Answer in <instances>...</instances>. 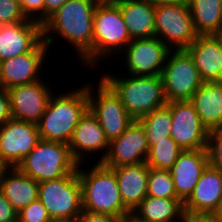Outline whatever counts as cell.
<instances>
[{
	"mask_svg": "<svg viewBox=\"0 0 222 222\" xmlns=\"http://www.w3.org/2000/svg\"><path fill=\"white\" fill-rule=\"evenodd\" d=\"M97 4V0H68L42 23L43 41L48 47L54 45L56 37H62L76 49L78 61L88 69L93 68V17Z\"/></svg>",
	"mask_w": 222,
	"mask_h": 222,
	"instance_id": "1",
	"label": "cell"
},
{
	"mask_svg": "<svg viewBox=\"0 0 222 222\" xmlns=\"http://www.w3.org/2000/svg\"><path fill=\"white\" fill-rule=\"evenodd\" d=\"M74 90L51 95L46 110L37 124L41 140L66 144L71 140L77 123L88 110L86 83Z\"/></svg>",
	"mask_w": 222,
	"mask_h": 222,
	"instance_id": "2",
	"label": "cell"
},
{
	"mask_svg": "<svg viewBox=\"0 0 222 222\" xmlns=\"http://www.w3.org/2000/svg\"><path fill=\"white\" fill-rule=\"evenodd\" d=\"M79 164L78 177L82 188V209L108 214L124 221L132 213L124 206L115 172L96 162L86 170ZM84 168V170L82 169Z\"/></svg>",
	"mask_w": 222,
	"mask_h": 222,
	"instance_id": "3",
	"label": "cell"
},
{
	"mask_svg": "<svg viewBox=\"0 0 222 222\" xmlns=\"http://www.w3.org/2000/svg\"><path fill=\"white\" fill-rule=\"evenodd\" d=\"M101 74V78L120 97L126 111L134 120L150 114L167 104L161 76H129ZM117 76V77H116Z\"/></svg>",
	"mask_w": 222,
	"mask_h": 222,
	"instance_id": "4",
	"label": "cell"
},
{
	"mask_svg": "<svg viewBox=\"0 0 222 222\" xmlns=\"http://www.w3.org/2000/svg\"><path fill=\"white\" fill-rule=\"evenodd\" d=\"M78 165L68 144L40 139L17 168L40 183L67 176L75 172Z\"/></svg>",
	"mask_w": 222,
	"mask_h": 222,
	"instance_id": "5",
	"label": "cell"
},
{
	"mask_svg": "<svg viewBox=\"0 0 222 222\" xmlns=\"http://www.w3.org/2000/svg\"><path fill=\"white\" fill-rule=\"evenodd\" d=\"M93 69L132 41L115 2H98L93 17ZM110 56V57H109ZM95 66V67H94Z\"/></svg>",
	"mask_w": 222,
	"mask_h": 222,
	"instance_id": "6",
	"label": "cell"
},
{
	"mask_svg": "<svg viewBox=\"0 0 222 222\" xmlns=\"http://www.w3.org/2000/svg\"><path fill=\"white\" fill-rule=\"evenodd\" d=\"M38 199L52 220H76L82 212V188L77 170L39 183Z\"/></svg>",
	"mask_w": 222,
	"mask_h": 222,
	"instance_id": "7",
	"label": "cell"
},
{
	"mask_svg": "<svg viewBox=\"0 0 222 222\" xmlns=\"http://www.w3.org/2000/svg\"><path fill=\"white\" fill-rule=\"evenodd\" d=\"M94 85L87 84L88 109L97 118L110 142L118 138L134 119L126 111L120 97L101 77L96 90Z\"/></svg>",
	"mask_w": 222,
	"mask_h": 222,
	"instance_id": "8",
	"label": "cell"
},
{
	"mask_svg": "<svg viewBox=\"0 0 222 222\" xmlns=\"http://www.w3.org/2000/svg\"><path fill=\"white\" fill-rule=\"evenodd\" d=\"M167 102L190 101L203 81L186 49L171 50L161 73Z\"/></svg>",
	"mask_w": 222,
	"mask_h": 222,
	"instance_id": "9",
	"label": "cell"
},
{
	"mask_svg": "<svg viewBox=\"0 0 222 222\" xmlns=\"http://www.w3.org/2000/svg\"><path fill=\"white\" fill-rule=\"evenodd\" d=\"M155 36L170 50L187 49L197 38L188 4L157 5Z\"/></svg>",
	"mask_w": 222,
	"mask_h": 222,
	"instance_id": "10",
	"label": "cell"
},
{
	"mask_svg": "<svg viewBox=\"0 0 222 222\" xmlns=\"http://www.w3.org/2000/svg\"><path fill=\"white\" fill-rule=\"evenodd\" d=\"M170 51L157 36H153L132 40L119 54L124 56L127 75L161 76Z\"/></svg>",
	"mask_w": 222,
	"mask_h": 222,
	"instance_id": "11",
	"label": "cell"
},
{
	"mask_svg": "<svg viewBox=\"0 0 222 222\" xmlns=\"http://www.w3.org/2000/svg\"><path fill=\"white\" fill-rule=\"evenodd\" d=\"M172 117L171 137L183 150L207 147L208 130L190 101L167 102Z\"/></svg>",
	"mask_w": 222,
	"mask_h": 222,
	"instance_id": "12",
	"label": "cell"
},
{
	"mask_svg": "<svg viewBox=\"0 0 222 222\" xmlns=\"http://www.w3.org/2000/svg\"><path fill=\"white\" fill-rule=\"evenodd\" d=\"M50 86L44 78L8 89L12 118L37 125L54 93Z\"/></svg>",
	"mask_w": 222,
	"mask_h": 222,
	"instance_id": "13",
	"label": "cell"
},
{
	"mask_svg": "<svg viewBox=\"0 0 222 222\" xmlns=\"http://www.w3.org/2000/svg\"><path fill=\"white\" fill-rule=\"evenodd\" d=\"M149 149L143 125L134 120L118 138L109 142L108 152L101 163L109 168L144 163Z\"/></svg>",
	"mask_w": 222,
	"mask_h": 222,
	"instance_id": "14",
	"label": "cell"
},
{
	"mask_svg": "<svg viewBox=\"0 0 222 222\" xmlns=\"http://www.w3.org/2000/svg\"><path fill=\"white\" fill-rule=\"evenodd\" d=\"M49 49L48 45L42 41L30 52L1 61L0 86L8 90L18 85L41 80L43 64H45L47 56L51 55L47 54Z\"/></svg>",
	"mask_w": 222,
	"mask_h": 222,
	"instance_id": "15",
	"label": "cell"
},
{
	"mask_svg": "<svg viewBox=\"0 0 222 222\" xmlns=\"http://www.w3.org/2000/svg\"><path fill=\"white\" fill-rule=\"evenodd\" d=\"M40 140L38 126L10 118L0 126V158L17 167Z\"/></svg>",
	"mask_w": 222,
	"mask_h": 222,
	"instance_id": "16",
	"label": "cell"
},
{
	"mask_svg": "<svg viewBox=\"0 0 222 222\" xmlns=\"http://www.w3.org/2000/svg\"><path fill=\"white\" fill-rule=\"evenodd\" d=\"M68 146L73 158L79 164H83V162L86 164L89 160H85V158L88 159L89 154L99 155L100 158L96 156L97 162H101L105 158L109 149V141L99 121L89 109L77 123Z\"/></svg>",
	"mask_w": 222,
	"mask_h": 222,
	"instance_id": "17",
	"label": "cell"
},
{
	"mask_svg": "<svg viewBox=\"0 0 222 222\" xmlns=\"http://www.w3.org/2000/svg\"><path fill=\"white\" fill-rule=\"evenodd\" d=\"M42 41V23L23 21L0 25V62L30 52Z\"/></svg>",
	"mask_w": 222,
	"mask_h": 222,
	"instance_id": "18",
	"label": "cell"
},
{
	"mask_svg": "<svg viewBox=\"0 0 222 222\" xmlns=\"http://www.w3.org/2000/svg\"><path fill=\"white\" fill-rule=\"evenodd\" d=\"M209 165L206 148L183 150L169 170L177 197L184 203L193 193L202 173Z\"/></svg>",
	"mask_w": 222,
	"mask_h": 222,
	"instance_id": "19",
	"label": "cell"
},
{
	"mask_svg": "<svg viewBox=\"0 0 222 222\" xmlns=\"http://www.w3.org/2000/svg\"><path fill=\"white\" fill-rule=\"evenodd\" d=\"M222 199V171L208 165L193 193L184 202V212L213 214Z\"/></svg>",
	"mask_w": 222,
	"mask_h": 222,
	"instance_id": "20",
	"label": "cell"
},
{
	"mask_svg": "<svg viewBox=\"0 0 222 222\" xmlns=\"http://www.w3.org/2000/svg\"><path fill=\"white\" fill-rule=\"evenodd\" d=\"M186 50L203 82L222 81V48L215 34L198 35Z\"/></svg>",
	"mask_w": 222,
	"mask_h": 222,
	"instance_id": "21",
	"label": "cell"
},
{
	"mask_svg": "<svg viewBox=\"0 0 222 222\" xmlns=\"http://www.w3.org/2000/svg\"><path fill=\"white\" fill-rule=\"evenodd\" d=\"M124 206L132 213L147 196L149 166L144 163L111 168Z\"/></svg>",
	"mask_w": 222,
	"mask_h": 222,
	"instance_id": "22",
	"label": "cell"
},
{
	"mask_svg": "<svg viewBox=\"0 0 222 222\" xmlns=\"http://www.w3.org/2000/svg\"><path fill=\"white\" fill-rule=\"evenodd\" d=\"M115 3L119 6L131 40L155 36L156 6L146 0H118Z\"/></svg>",
	"mask_w": 222,
	"mask_h": 222,
	"instance_id": "23",
	"label": "cell"
},
{
	"mask_svg": "<svg viewBox=\"0 0 222 222\" xmlns=\"http://www.w3.org/2000/svg\"><path fill=\"white\" fill-rule=\"evenodd\" d=\"M190 102L208 131L222 128V81L203 82Z\"/></svg>",
	"mask_w": 222,
	"mask_h": 222,
	"instance_id": "24",
	"label": "cell"
},
{
	"mask_svg": "<svg viewBox=\"0 0 222 222\" xmlns=\"http://www.w3.org/2000/svg\"><path fill=\"white\" fill-rule=\"evenodd\" d=\"M0 191L19 212L38 198L39 183L17 167H9L1 178Z\"/></svg>",
	"mask_w": 222,
	"mask_h": 222,
	"instance_id": "25",
	"label": "cell"
},
{
	"mask_svg": "<svg viewBox=\"0 0 222 222\" xmlns=\"http://www.w3.org/2000/svg\"><path fill=\"white\" fill-rule=\"evenodd\" d=\"M184 203L179 198H160L146 196L132 212L141 222H181Z\"/></svg>",
	"mask_w": 222,
	"mask_h": 222,
	"instance_id": "26",
	"label": "cell"
},
{
	"mask_svg": "<svg viewBox=\"0 0 222 222\" xmlns=\"http://www.w3.org/2000/svg\"><path fill=\"white\" fill-rule=\"evenodd\" d=\"M188 5L198 35H212L222 31L221 0H189Z\"/></svg>",
	"mask_w": 222,
	"mask_h": 222,
	"instance_id": "27",
	"label": "cell"
},
{
	"mask_svg": "<svg viewBox=\"0 0 222 222\" xmlns=\"http://www.w3.org/2000/svg\"><path fill=\"white\" fill-rule=\"evenodd\" d=\"M138 121L143 125L149 147L156 141L171 137L172 117L167 104L141 117Z\"/></svg>",
	"mask_w": 222,
	"mask_h": 222,
	"instance_id": "28",
	"label": "cell"
},
{
	"mask_svg": "<svg viewBox=\"0 0 222 222\" xmlns=\"http://www.w3.org/2000/svg\"><path fill=\"white\" fill-rule=\"evenodd\" d=\"M182 151L172 137H166L150 147L146 164L154 169L170 170Z\"/></svg>",
	"mask_w": 222,
	"mask_h": 222,
	"instance_id": "29",
	"label": "cell"
},
{
	"mask_svg": "<svg viewBox=\"0 0 222 222\" xmlns=\"http://www.w3.org/2000/svg\"><path fill=\"white\" fill-rule=\"evenodd\" d=\"M147 196L178 198L169 170H159L149 167Z\"/></svg>",
	"mask_w": 222,
	"mask_h": 222,
	"instance_id": "30",
	"label": "cell"
},
{
	"mask_svg": "<svg viewBox=\"0 0 222 222\" xmlns=\"http://www.w3.org/2000/svg\"><path fill=\"white\" fill-rule=\"evenodd\" d=\"M207 152L209 165L222 171V128L208 132Z\"/></svg>",
	"mask_w": 222,
	"mask_h": 222,
	"instance_id": "31",
	"label": "cell"
},
{
	"mask_svg": "<svg viewBox=\"0 0 222 222\" xmlns=\"http://www.w3.org/2000/svg\"><path fill=\"white\" fill-rule=\"evenodd\" d=\"M23 21L33 20L25 16L19 3L15 0H0V25Z\"/></svg>",
	"mask_w": 222,
	"mask_h": 222,
	"instance_id": "32",
	"label": "cell"
},
{
	"mask_svg": "<svg viewBox=\"0 0 222 222\" xmlns=\"http://www.w3.org/2000/svg\"><path fill=\"white\" fill-rule=\"evenodd\" d=\"M17 218L21 222H52L45 206L38 198L17 212Z\"/></svg>",
	"mask_w": 222,
	"mask_h": 222,
	"instance_id": "33",
	"label": "cell"
},
{
	"mask_svg": "<svg viewBox=\"0 0 222 222\" xmlns=\"http://www.w3.org/2000/svg\"><path fill=\"white\" fill-rule=\"evenodd\" d=\"M44 1L45 0H25L22 4V10L25 16L33 21L44 22Z\"/></svg>",
	"mask_w": 222,
	"mask_h": 222,
	"instance_id": "34",
	"label": "cell"
},
{
	"mask_svg": "<svg viewBox=\"0 0 222 222\" xmlns=\"http://www.w3.org/2000/svg\"><path fill=\"white\" fill-rule=\"evenodd\" d=\"M77 222H123L121 219L108 214L97 213L87 210H82L76 219Z\"/></svg>",
	"mask_w": 222,
	"mask_h": 222,
	"instance_id": "35",
	"label": "cell"
},
{
	"mask_svg": "<svg viewBox=\"0 0 222 222\" xmlns=\"http://www.w3.org/2000/svg\"><path fill=\"white\" fill-rule=\"evenodd\" d=\"M17 218V211L0 191V222H11Z\"/></svg>",
	"mask_w": 222,
	"mask_h": 222,
	"instance_id": "36",
	"label": "cell"
},
{
	"mask_svg": "<svg viewBox=\"0 0 222 222\" xmlns=\"http://www.w3.org/2000/svg\"><path fill=\"white\" fill-rule=\"evenodd\" d=\"M11 116L10 101L7 90L0 86V126L8 121Z\"/></svg>",
	"mask_w": 222,
	"mask_h": 222,
	"instance_id": "37",
	"label": "cell"
},
{
	"mask_svg": "<svg viewBox=\"0 0 222 222\" xmlns=\"http://www.w3.org/2000/svg\"><path fill=\"white\" fill-rule=\"evenodd\" d=\"M181 222H220L213 214L184 212Z\"/></svg>",
	"mask_w": 222,
	"mask_h": 222,
	"instance_id": "38",
	"label": "cell"
},
{
	"mask_svg": "<svg viewBox=\"0 0 222 222\" xmlns=\"http://www.w3.org/2000/svg\"><path fill=\"white\" fill-rule=\"evenodd\" d=\"M68 0H45L44 1V21L56 10L63 6Z\"/></svg>",
	"mask_w": 222,
	"mask_h": 222,
	"instance_id": "39",
	"label": "cell"
},
{
	"mask_svg": "<svg viewBox=\"0 0 222 222\" xmlns=\"http://www.w3.org/2000/svg\"><path fill=\"white\" fill-rule=\"evenodd\" d=\"M148 3L157 5H173V4H188L189 0H146Z\"/></svg>",
	"mask_w": 222,
	"mask_h": 222,
	"instance_id": "40",
	"label": "cell"
},
{
	"mask_svg": "<svg viewBox=\"0 0 222 222\" xmlns=\"http://www.w3.org/2000/svg\"><path fill=\"white\" fill-rule=\"evenodd\" d=\"M213 215L220 221L222 222V199L219 202V206L216 209V211L213 213Z\"/></svg>",
	"mask_w": 222,
	"mask_h": 222,
	"instance_id": "41",
	"label": "cell"
},
{
	"mask_svg": "<svg viewBox=\"0 0 222 222\" xmlns=\"http://www.w3.org/2000/svg\"><path fill=\"white\" fill-rule=\"evenodd\" d=\"M8 165L0 158V181L4 172L8 169Z\"/></svg>",
	"mask_w": 222,
	"mask_h": 222,
	"instance_id": "42",
	"label": "cell"
},
{
	"mask_svg": "<svg viewBox=\"0 0 222 222\" xmlns=\"http://www.w3.org/2000/svg\"><path fill=\"white\" fill-rule=\"evenodd\" d=\"M123 222H141V221L136 220L132 215H130Z\"/></svg>",
	"mask_w": 222,
	"mask_h": 222,
	"instance_id": "43",
	"label": "cell"
},
{
	"mask_svg": "<svg viewBox=\"0 0 222 222\" xmlns=\"http://www.w3.org/2000/svg\"><path fill=\"white\" fill-rule=\"evenodd\" d=\"M215 35L218 37V39L220 41L221 48H222V31L218 34H215Z\"/></svg>",
	"mask_w": 222,
	"mask_h": 222,
	"instance_id": "44",
	"label": "cell"
},
{
	"mask_svg": "<svg viewBox=\"0 0 222 222\" xmlns=\"http://www.w3.org/2000/svg\"><path fill=\"white\" fill-rule=\"evenodd\" d=\"M52 222H77L76 220H52Z\"/></svg>",
	"mask_w": 222,
	"mask_h": 222,
	"instance_id": "45",
	"label": "cell"
},
{
	"mask_svg": "<svg viewBox=\"0 0 222 222\" xmlns=\"http://www.w3.org/2000/svg\"><path fill=\"white\" fill-rule=\"evenodd\" d=\"M98 2H116L118 0H97Z\"/></svg>",
	"mask_w": 222,
	"mask_h": 222,
	"instance_id": "46",
	"label": "cell"
},
{
	"mask_svg": "<svg viewBox=\"0 0 222 222\" xmlns=\"http://www.w3.org/2000/svg\"><path fill=\"white\" fill-rule=\"evenodd\" d=\"M15 1L21 5L25 0H15Z\"/></svg>",
	"mask_w": 222,
	"mask_h": 222,
	"instance_id": "47",
	"label": "cell"
},
{
	"mask_svg": "<svg viewBox=\"0 0 222 222\" xmlns=\"http://www.w3.org/2000/svg\"><path fill=\"white\" fill-rule=\"evenodd\" d=\"M11 222H21V221L18 218H16L15 220H13Z\"/></svg>",
	"mask_w": 222,
	"mask_h": 222,
	"instance_id": "48",
	"label": "cell"
}]
</instances>
